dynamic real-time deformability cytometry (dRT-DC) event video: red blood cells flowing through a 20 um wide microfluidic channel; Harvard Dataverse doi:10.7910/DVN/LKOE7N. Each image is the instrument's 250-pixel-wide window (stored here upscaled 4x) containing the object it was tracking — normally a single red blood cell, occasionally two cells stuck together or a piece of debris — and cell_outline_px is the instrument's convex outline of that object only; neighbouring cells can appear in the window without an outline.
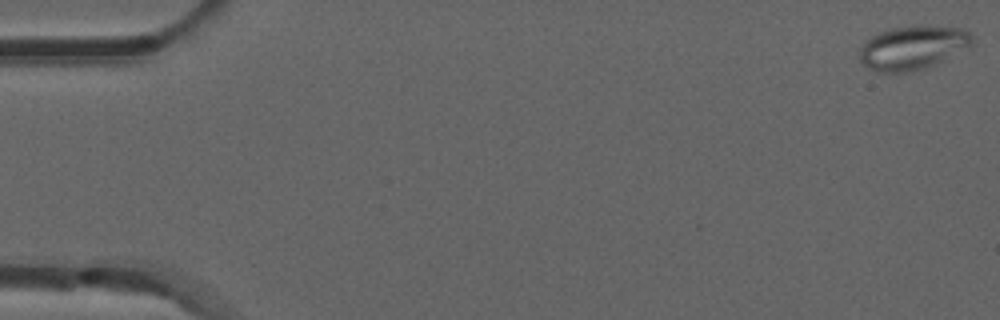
{"species": "common noctule bat (a hibernating species)", "species_latin": "Nyctalus noctula", "temperature_condition": "room temperature", "stored_images_in_passage": 14, "camera_frame_rate_fps": 3000, "um_per_image_px": 0.085, "animal": {"sex": "male", "forearm_length_mm": 52.5}, "frame": {"image": 1, "passage_image": 1, "time_ms": 0.0, "image_size_px": [1000, 320], "cell_outline_px": [[972, 44], [924, 68], [908, 72], [876, 72], [868, 68], [860, 60], [860, 48], [872, 36], [880, 32], [892, 28], [924, 24], [964, 28], [972, 36]], "centroid_in_image_um": [77.55, 4.02], "position_along_channel_um": 7.4, "area_um2": 28.32}}